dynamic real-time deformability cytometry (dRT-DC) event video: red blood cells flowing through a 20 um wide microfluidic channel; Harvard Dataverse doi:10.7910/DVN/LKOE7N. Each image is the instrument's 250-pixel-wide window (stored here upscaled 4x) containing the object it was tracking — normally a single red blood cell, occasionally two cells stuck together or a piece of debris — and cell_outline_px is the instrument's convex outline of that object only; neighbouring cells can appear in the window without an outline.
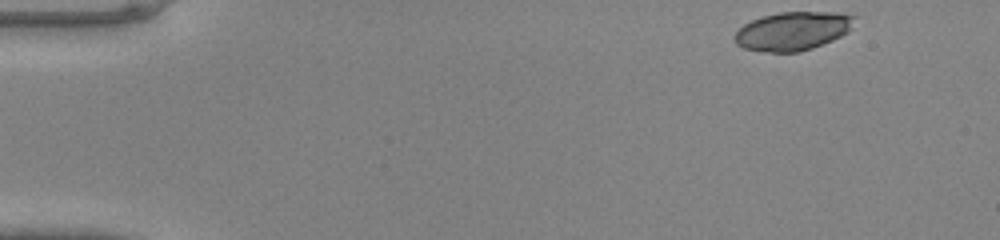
{"species": "common noctule bat (a hibernating species)", "species_latin": "Nyctalus noctula", "temperature_condition": "warm", "stored_images_in_passage": 44, "camera_frame_rate_fps": 3000, "um_per_image_px": 0.085, "animal": {"sex": "male", "body_mass_g": 20.0, "forearm_length_mm": 53.3}, "frame": {"image": 1, "passage_image": 1, "time_ms": 0.0, "image_size_px": [1000, 240], "cell_outline_px": [[856, 16], [852, 28], [848, 32], [832, 40], [812, 48], [796, 52], [768, 52], [744, 48], [736, 44], [736, 32], [744, 24], [752, 20], [764, 16], [780, 12], [836, 12]], "centroid_in_image_um": [67.42, 2.63], "position_along_channel_um": 17.6, "area_um2": 26.7}}
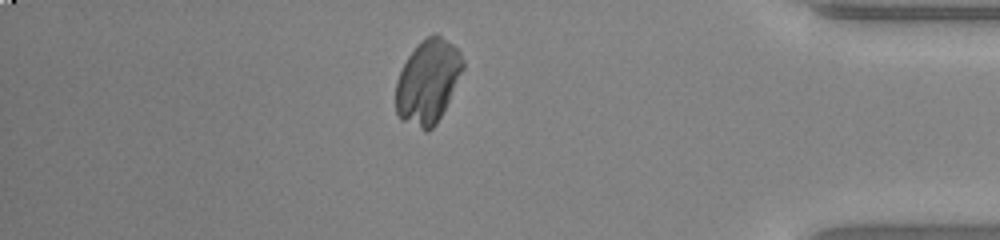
{"frame": {"image": 2, "passage_image": 38, "time_ms": 12.333, "image_size_px": [1000, 240], "cell_outline_px": [[464, 68], [436, 124], [428, 132], [424, 132], [400, 120], [396, 112], [396, 80], [408, 56], [428, 36], [436, 32], [452, 44], [460, 52], [464, 60]], "centroid_in_image_um": [36.35, 6.97], "position_along_channel_um": 398.8, "area_um2": 32.54}}